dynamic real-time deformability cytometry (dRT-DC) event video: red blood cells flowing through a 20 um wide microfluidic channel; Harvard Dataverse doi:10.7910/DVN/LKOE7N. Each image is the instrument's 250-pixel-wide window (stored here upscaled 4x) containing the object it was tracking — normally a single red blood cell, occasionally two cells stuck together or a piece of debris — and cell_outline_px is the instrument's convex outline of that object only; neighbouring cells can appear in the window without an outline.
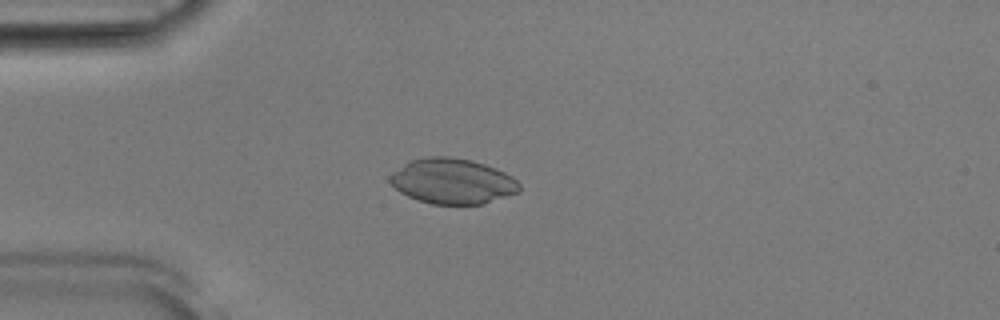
{"species": "Egyptian fruit bat (a non-hibernating species)", "species_latin": "Rousettus aegyptiacus", "temperature_condition": "room temperature", "stored_images_in_passage": 52, "camera_frame_rate_fps": 3000, "um_per_image_px": 0.085, "animal": {"sex": "male"}, "frame": {"image": 1, "passage_image": 14, "time_ms": 4.333, "image_size_px": [1000, 320], "cell_outline_px": [[520, 192], [484, 204], [432, 204], [408, 196], [400, 192], [388, 180], [388, 176], [392, 172], [404, 164], [412, 160], [428, 156], [448, 156], [472, 160], [496, 168], [512, 176], [520, 184]], "centroid_in_image_um": [38.48, 15.4], "position_along_channel_um": 46.5, "area_um2": 34.28}}
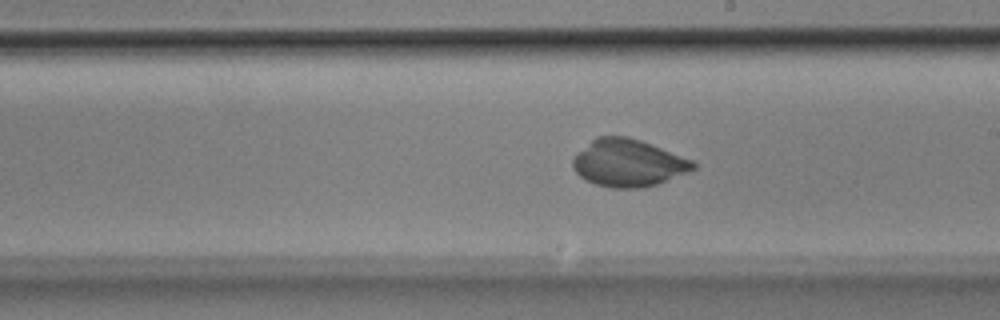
{"frame": {"image": 2, "passage_image": 30, "time_ms": 9.667, "image_size_px": [1000, 320], "cell_outline_px": [[696, 168], [688, 172], [656, 184], [640, 188], [612, 188], [596, 184], [580, 176], [572, 168], [572, 160], [576, 152], [596, 136], [628, 136], [640, 140], [696, 160]], "centroid_in_image_um": [53.4, 13.83], "position_along_channel_um": 235.6, "area_um2": 33.35}}
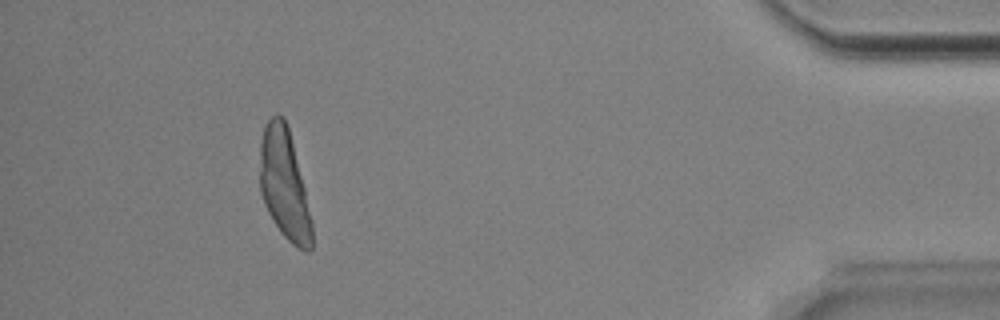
{"frame": {"image": 3, "passage_image": 48, "time_ms": 15.667, "image_size_px": [1000, 320], "cell_outline_px": [[312, 248], [308, 252], [304, 252], [292, 244], [280, 232], [272, 220], [264, 204], [260, 192], [260, 140], [264, 128], [268, 120], [272, 116], [284, 116], [288, 128], [304, 188], [312, 220]], "centroid_in_image_um": [24.15, 15.73], "position_along_channel_um": 411.0, "area_um2": 33.18}}